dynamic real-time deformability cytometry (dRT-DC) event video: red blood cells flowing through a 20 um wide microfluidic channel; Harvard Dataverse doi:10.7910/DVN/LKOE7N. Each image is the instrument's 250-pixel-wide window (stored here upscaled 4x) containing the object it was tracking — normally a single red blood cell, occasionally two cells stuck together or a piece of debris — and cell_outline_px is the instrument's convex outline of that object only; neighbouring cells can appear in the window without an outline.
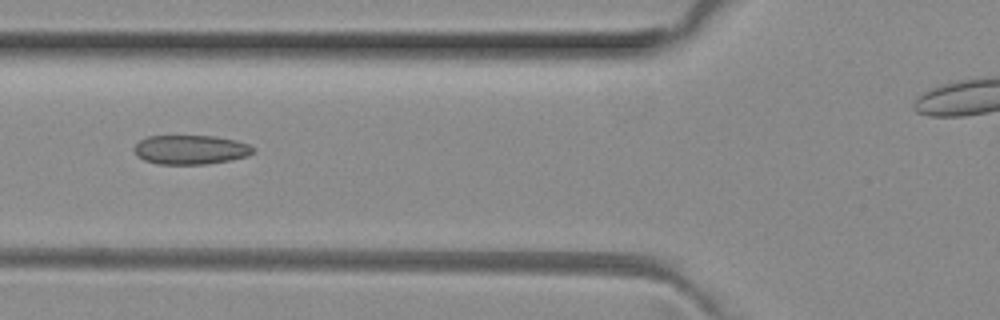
{"species": "common noctule bat (a hibernating species)", "species_latin": "Nyctalus noctula", "temperature_condition": "room temperature", "stored_images_in_passage": 5, "segment_of_instrument_passage": [1, 2], "camera_frame_rate_fps": 3000, "um_per_image_px": 0.085, "animal": {"sex": "female", "body_mass_g": 29.2, "forearm_length_mm": 56.3}, "frame": {"image": 1, "passage_image": 3, "time_ms": 0.667, "image_size_px": [1000, 320], "cell_outline_px": [[256, 148], [248, 156], [228, 160], [204, 164], [156, 164], [144, 160], [136, 156], [132, 148], [140, 140], [148, 136], [216, 136], [236, 140], [248, 144]], "centroid_in_image_um": [16.17, 12.72], "position_along_channel_um": 109.6, "area_um2": 20.35}}
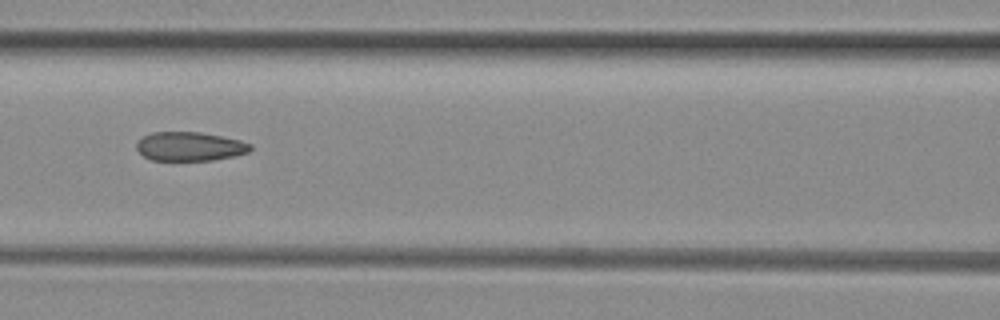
{"frame": {"image": 2, "passage_image": 4, "time_ms": 1.0, "image_size_px": [1000, 320], "cell_outline_px": [[252, 148], [248, 152], [232, 156], [212, 160], [152, 160], [144, 156], [136, 148], [136, 144], [144, 136], [152, 132], [200, 132], [240, 140], [252, 144]], "centroid_in_image_um": [16.13, 12.44], "position_along_channel_um": 150.5, "area_um2": 19.02}}